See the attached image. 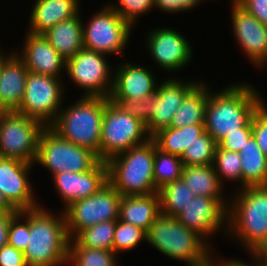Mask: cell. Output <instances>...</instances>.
Listing matches in <instances>:
<instances>
[{
    "instance_id": "d6a6232c",
    "label": "cell",
    "mask_w": 267,
    "mask_h": 266,
    "mask_svg": "<svg viewBox=\"0 0 267 266\" xmlns=\"http://www.w3.org/2000/svg\"><path fill=\"white\" fill-rule=\"evenodd\" d=\"M183 167L180 156L164 153L156 148L153 173L155 187L159 190L164 185L180 179Z\"/></svg>"
},
{
    "instance_id": "d590c367",
    "label": "cell",
    "mask_w": 267,
    "mask_h": 266,
    "mask_svg": "<svg viewBox=\"0 0 267 266\" xmlns=\"http://www.w3.org/2000/svg\"><path fill=\"white\" fill-rule=\"evenodd\" d=\"M142 240H147V232L132 224L116 220V228L113 236L112 251L118 255L119 252L129 251L137 247Z\"/></svg>"
},
{
    "instance_id": "6da1fadb",
    "label": "cell",
    "mask_w": 267,
    "mask_h": 266,
    "mask_svg": "<svg viewBox=\"0 0 267 266\" xmlns=\"http://www.w3.org/2000/svg\"><path fill=\"white\" fill-rule=\"evenodd\" d=\"M259 107L258 92L250 85L235 83L218 93L208 91L206 132L218 143L228 133L252 128V117Z\"/></svg>"
},
{
    "instance_id": "52a82bcc",
    "label": "cell",
    "mask_w": 267,
    "mask_h": 266,
    "mask_svg": "<svg viewBox=\"0 0 267 266\" xmlns=\"http://www.w3.org/2000/svg\"><path fill=\"white\" fill-rule=\"evenodd\" d=\"M150 138L146 125L140 119L106 97L101 127V161L106 162L121 152L144 144Z\"/></svg>"
},
{
    "instance_id": "83f0119b",
    "label": "cell",
    "mask_w": 267,
    "mask_h": 266,
    "mask_svg": "<svg viewBox=\"0 0 267 266\" xmlns=\"http://www.w3.org/2000/svg\"><path fill=\"white\" fill-rule=\"evenodd\" d=\"M242 165V188L267 186V156L253 135L239 151Z\"/></svg>"
},
{
    "instance_id": "836d02e7",
    "label": "cell",
    "mask_w": 267,
    "mask_h": 266,
    "mask_svg": "<svg viewBox=\"0 0 267 266\" xmlns=\"http://www.w3.org/2000/svg\"><path fill=\"white\" fill-rule=\"evenodd\" d=\"M218 143L205 132L181 156L184 166L213 165Z\"/></svg>"
},
{
    "instance_id": "7c38bea8",
    "label": "cell",
    "mask_w": 267,
    "mask_h": 266,
    "mask_svg": "<svg viewBox=\"0 0 267 266\" xmlns=\"http://www.w3.org/2000/svg\"><path fill=\"white\" fill-rule=\"evenodd\" d=\"M61 82V78L28 72L24 98L17 112L49 127L62 108L64 89Z\"/></svg>"
},
{
    "instance_id": "ffe728a7",
    "label": "cell",
    "mask_w": 267,
    "mask_h": 266,
    "mask_svg": "<svg viewBox=\"0 0 267 266\" xmlns=\"http://www.w3.org/2000/svg\"><path fill=\"white\" fill-rule=\"evenodd\" d=\"M121 64L112 70L114 76L110 100L137 101L156 93L157 82L150 68L131 63Z\"/></svg>"
},
{
    "instance_id": "d4e9b609",
    "label": "cell",
    "mask_w": 267,
    "mask_h": 266,
    "mask_svg": "<svg viewBox=\"0 0 267 266\" xmlns=\"http://www.w3.org/2000/svg\"><path fill=\"white\" fill-rule=\"evenodd\" d=\"M78 13L69 19L63 20L43 35L51 46L65 59L73 57L83 47V21Z\"/></svg>"
},
{
    "instance_id": "8d00e7d4",
    "label": "cell",
    "mask_w": 267,
    "mask_h": 266,
    "mask_svg": "<svg viewBox=\"0 0 267 266\" xmlns=\"http://www.w3.org/2000/svg\"><path fill=\"white\" fill-rule=\"evenodd\" d=\"M119 4L116 6L108 5L107 6L114 11H116L125 21H127L132 27L136 22V19L144 14L149 12L154 8V0H118ZM119 5V6H117Z\"/></svg>"
},
{
    "instance_id": "30bf717a",
    "label": "cell",
    "mask_w": 267,
    "mask_h": 266,
    "mask_svg": "<svg viewBox=\"0 0 267 266\" xmlns=\"http://www.w3.org/2000/svg\"><path fill=\"white\" fill-rule=\"evenodd\" d=\"M122 195L109 183L95 194L76 200L64 212L67 232L70 239L86 228L99 222L118 220Z\"/></svg>"
},
{
    "instance_id": "ac0fdd59",
    "label": "cell",
    "mask_w": 267,
    "mask_h": 266,
    "mask_svg": "<svg viewBox=\"0 0 267 266\" xmlns=\"http://www.w3.org/2000/svg\"><path fill=\"white\" fill-rule=\"evenodd\" d=\"M197 84L195 81L184 83L181 79L170 78L157 86L155 99L151 105L150 120L145 124L147 133L151 137L159 130L170 127L184 97Z\"/></svg>"
},
{
    "instance_id": "8fae6325",
    "label": "cell",
    "mask_w": 267,
    "mask_h": 266,
    "mask_svg": "<svg viewBox=\"0 0 267 266\" xmlns=\"http://www.w3.org/2000/svg\"><path fill=\"white\" fill-rule=\"evenodd\" d=\"M83 24V47L102 54H121L129 42L132 26L107 5ZM85 25V26H84Z\"/></svg>"
},
{
    "instance_id": "f35d334b",
    "label": "cell",
    "mask_w": 267,
    "mask_h": 266,
    "mask_svg": "<svg viewBox=\"0 0 267 266\" xmlns=\"http://www.w3.org/2000/svg\"><path fill=\"white\" fill-rule=\"evenodd\" d=\"M259 108L252 117V135L267 156V105L259 95Z\"/></svg>"
},
{
    "instance_id": "f1b7e54d",
    "label": "cell",
    "mask_w": 267,
    "mask_h": 266,
    "mask_svg": "<svg viewBox=\"0 0 267 266\" xmlns=\"http://www.w3.org/2000/svg\"><path fill=\"white\" fill-rule=\"evenodd\" d=\"M198 84L184 97L175 112L170 127L181 128L186 125L204 124L205 110L208 101V87Z\"/></svg>"
},
{
    "instance_id": "9c48e42d",
    "label": "cell",
    "mask_w": 267,
    "mask_h": 266,
    "mask_svg": "<svg viewBox=\"0 0 267 266\" xmlns=\"http://www.w3.org/2000/svg\"><path fill=\"white\" fill-rule=\"evenodd\" d=\"M100 161L96 153L63 139L50 127L41 133L35 163L49 169L52 176L64 171L85 172L93 169Z\"/></svg>"
},
{
    "instance_id": "ab89813d",
    "label": "cell",
    "mask_w": 267,
    "mask_h": 266,
    "mask_svg": "<svg viewBox=\"0 0 267 266\" xmlns=\"http://www.w3.org/2000/svg\"><path fill=\"white\" fill-rule=\"evenodd\" d=\"M155 99V93L145 96L142 100H111L120 104L132 116L140 119L144 124L150 120L151 105Z\"/></svg>"
},
{
    "instance_id": "4fadbf2b",
    "label": "cell",
    "mask_w": 267,
    "mask_h": 266,
    "mask_svg": "<svg viewBox=\"0 0 267 266\" xmlns=\"http://www.w3.org/2000/svg\"><path fill=\"white\" fill-rule=\"evenodd\" d=\"M106 58L105 54L83 48L66 60L67 75L84 90L83 96L110 97L114 73Z\"/></svg>"
},
{
    "instance_id": "7bdbcfd3",
    "label": "cell",
    "mask_w": 267,
    "mask_h": 266,
    "mask_svg": "<svg viewBox=\"0 0 267 266\" xmlns=\"http://www.w3.org/2000/svg\"><path fill=\"white\" fill-rule=\"evenodd\" d=\"M0 266H28L24 252L17 250L9 244L0 248Z\"/></svg>"
},
{
    "instance_id": "74e56055",
    "label": "cell",
    "mask_w": 267,
    "mask_h": 266,
    "mask_svg": "<svg viewBox=\"0 0 267 266\" xmlns=\"http://www.w3.org/2000/svg\"><path fill=\"white\" fill-rule=\"evenodd\" d=\"M28 235L29 221L18 212L9 223L8 244L17 250L24 252L28 246Z\"/></svg>"
},
{
    "instance_id": "3957f363",
    "label": "cell",
    "mask_w": 267,
    "mask_h": 266,
    "mask_svg": "<svg viewBox=\"0 0 267 266\" xmlns=\"http://www.w3.org/2000/svg\"><path fill=\"white\" fill-rule=\"evenodd\" d=\"M237 193L229 201L225 228L250 254L267 241V186L244 187Z\"/></svg>"
},
{
    "instance_id": "c3c4849f",
    "label": "cell",
    "mask_w": 267,
    "mask_h": 266,
    "mask_svg": "<svg viewBox=\"0 0 267 266\" xmlns=\"http://www.w3.org/2000/svg\"><path fill=\"white\" fill-rule=\"evenodd\" d=\"M11 55V53L9 55H4V53L1 52V49H0V71H1V68H2V65L4 63V61Z\"/></svg>"
},
{
    "instance_id": "cb8c5ba5",
    "label": "cell",
    "mask_w": 267,
    "mask_h": 266,
    "mask_svg": "<svg viewBox=\"0 0 267 266\" xmlns=\"http://www.w3.org/2000/svg\"><path fill=\"white\" fill-rule=\"evenodd\" d=\"M161 214L159 193L122 196L119 220L148 232Z\"/></svg>"
},
{
    "instance_id": "1f68e13d",
    "label": "cell",
    "mask_w": 267,
    "mask_h": 266,
    "mask_svg": "<svg viewBox=\"0 0 267 266\" xmlns=\"http://www.w3.org/2000/svg\"><path fill=\"white\" fill-rule=\"evenodd\" d=\"M116 220L99 222L79 231L72 239L78 246L112 251Z\"/></svg>"
},
{
    "instance_id": "bcb514c9",
    "label": "cell",
    "mask_w": 267,
    "mask_h": 266,
    "mask_svg": "<svg viewBox=\"0 0 267 266\" xmlns=\"http://www.w3.org/2000/svg\"><path fill=\"white\" fill-rule=\"evenodd\" d=\"M258 263L259 266H267V241L262 243L255 251L251 254Z\"/></svg>"
},
{
    "instance_id": "5b68a950",
    "label": "cell",
    "mask_w": 267,
    "mask_h": 266,
    "mask_svg": "<svg viewBox=\"0 0 267 266\" xmlns=\"http://www.w3.org/2000/svg\"><path fill=\"white\" fill-rule=\"evenodd\" d=\"M156 148V142L150 138L108 159V182L122 196L157 193L153 177Z\"/></svg>"
},
{
    "instance_id": "5bb4252c",
    "label": "cell",
    "mask_w": 267,
    "mask_h": 266,
    "mask_svg": "<svg viewBox=\"0 0 267 266\" xmlns=\"http://www.w3.org/2000/svg\"><path fill=\"white\" fill-rule=\"evenodd\" d=\"M32 167L25 161L0 157V198L7 208L24 211L40 206L28 179Z\"/></svg>"
},
{
    "instance_id": "ba28073f",
    "label": "cell",
    "mask_w": 267,
    "mask_h": 266,
    "mask_svg": "<svg viewBox=\"0 0 267 266\" xmlns=\"http://www.w3.org/2000/svg\"><path fill=\"white\" fill-rule=\"evenodd\" d=\"M46 126L17 111H0V157L35 164Z\"/></svg>"
},
{
    "instance_id": "b9f144b4",
    "label": "cell",
    "mask_w": 267,
    "mask_h": 266,
    "mask_svg": "<svg viewBox=\"0 0 267 266\" xmlns=\"http://www.w3.org/2000/svg\"><path fill=\"white\" fill-rule=\"evenodd\" d=\"M203 0H154V7L170 14L183 12L199 5Z\"/></svg>"
},
{
    "instance_id": "9a60e30c",
    "label": "cell",
    "mask_w": 267,
    "mask_h": 266,
    "mask_svg": "<svg viewBox=\"0 0 267 266\" xmlns=\"http://www.w3.org/2000/svg\"><path fill=\"white\" fill-rule=\"evenodd\" d=\"M146 47L154 62L165 71L182 69L192 59V47L188 40L171 28H158L148 32Z\"/></svg>"
},
{
    "instance_id": "44dd1931",
    "label": "cell",
    "mask_w": 267,
    "mask_h": 266,
    "mask_svg": "<svg viewBox=\"0 0 267 266\" xmlns=\"http://www.w3.org/2000/svg\"><path fill=\"white\" fill-rule=\"evenodd\" d=\"M25 37L22 53H15L24 62L28 71L60 78L66 60L43 34L27 32Z\"/></svg>"
},
{
    "instance_id": "7dc6e473",
    "label": "cell",
    "mask_w": 267,
    "mask_h": 266,
    "mask_svg": "<svg viewBox=\"0 0 267 266\" xmlns=\"http://www.w3.org/2000/svg\"><path fill=\"white\" fill-rule=\"evenodd\" d=\"M222 262H220V260L218 261V263L216 262V259H212V264L214 266H259L258 263L255 261L253 264L249 265L245 262H243L242 260H236V259H230V260H221ZM220 262V263H219Z\"/></svg>"
},
{
    "instance_id": "2e32d148",
    "label": "cell",
    "mask_w": 267,
    "mask_h": 266,
    "mask_svg": "<svg viewBox=\"0 0 267 266\" xmlns=\"http://www.w3.org/2000/svg\"><path fill=\"white\" fill-rule=\"evenodd\" d=\"M231 3L233 34L239 45L254 66L267 65V25L260 23L235 0Z\"/></svg>"
},
{
    "instance_id": "ee69618b",
    "label": "cell",
    "mask_w": 267,
    "mask_h": 266,
    "mask_svg": "<svg viewBox=\"0 0 267 266\" xmlns=\"http://www.w3.org/2000/svg\"><path fill=\"white\" fill-rule=\"evenodd\" d=\"M260 23L267 25V0H235Z\"/></svg>"
},
{
    "instance_id": "f546056e",
    "label": "cell",
    "mask_w": 267,
    "mask_h": 266,
    "mask_svg": "<svg viewBox=\"0 0 267 266\" xmlns=\"http://www.w3.org/2000/svg\"><path fill=\"white\" fill-rule=\"evenodd\" d=\"M158 193L161 213L173 217L179 214L196 197L182 178L164 185Z\"/></svg>"
},
{
    "instance_id": "4316f807",
    "label": "cell",
    "mask_w": 267,
    "mask_h": 266,
    "mask_svg": "<svg viewBox=\"0 0 267 266\" xmlns=\"http://www.w3.org/2000/svg\"><path fill=\"white\" fill-rule=\"evenodd\" d=\"M205 132L204 124L186 125L181 128L166 127L159 130L151 138L162 152L181 157L185 150Z\"/></svg>"
},
{
    "instance_id": "681fc988",
    "label": "cell",
    "mask_w": 267,
    "mask_h": 266,
    "mask_svg": "<svg viewBox=\"0 0 267 266\" xmlns=\"http://www.w3.org/2000/svg\"><path fill=\"white\" fill-rule=\"evenodd\" d=\"M7 209V206L2 202L0 198V213L4 212Z\"/></svg>"
},
{
    "instance_id": "d6986e66",
    "label": "cell",
    "mask_w": 267,
    "mask_h": 266,
    "mask_svg": "<svg viewBox=\"0 0 267 266\" xmlns=\"http://www.w3.org/2000/svg\"><path fill=\"white\" fill-rule=\"evenodd\" d=\"M53 181L66 208L76 200L95 194L107 184V164L105 161H100L93 169L85 172L64 171L56 173L53 175Z\"/></svg>"
},
{
    "instance_id": "7a4b0ae2",
    "label": "cell",
    "mask_w": 267,
    "mask_h": 266,
    "mask_svg": "<svg viewBox=\"0 0 267 266\" xmlns=\"http://www.w3.org/2000/svg\"><path fill=\"white\" fill-rule=\"evenodd\" d=\"M19 212L29 221L28 246L24 251L26 264L28 266L68 264L70 238L64 212L59 213L60 216H53V213L43 209V206Z\"/></svg>"
},
{
    "instance_id": "e0dca14e",
    "label": "cell",
    "mask_w": 267,
    "mask_h": 266,
    "mask_svg": "<svg viewBox=\"0 0 267 266\" xmlns=\"http://www.w3.org/2000/svg\"><path fill=\"white\" fill-rule=\"evenodd\" d=\"M227 213L228 209L218 199L196 196L175 217L208 243L207 238L212 233L220 231L223 224L227 225Z\"/></svg>"
},
{
    "instance_id": "277c9868",
    "label": "cell",
    "mask_w": 267,
    "mask_h": 266,
    "mask_svg": "<svg viewBox=\"0 0 267 266\" xmlns=\"http://www.w3.org/2000/svg\"><path fill=\"white\" fill-rule=\"evenodd\" d=\"M146 241L167 257L184 261L188 266H208L214 257L211 244L176 217L162 213L150 226Z\"/></svg>"
},
{
    "instance_id": "8992f818",
    "label": "cell",
    "mask_w": 267,
    "mask_h": 266,
    "mask_svg": "<svg viewBox=\"0 0 267 266\" xmlns=\"http://www.w3.org/2000/svg\"><path fill=\"white\" fill-rule=\"evenodd\" d=\"M105 105L106 97L81 96L72 106L61 109L49 127L63 139L93 151L100 159Z\"/></svg>"
},
{
    "instance_id": "603a6c76",
    "label": "cell",
    "mask_w": 267,
    "mask_h": 266,
    "mask_svg": "<svg viewBox=\"0 0 267 266\" xmlns=\"http://www.w3.org/2000/svg\"><path fill=\"white\" fill-rule=\"evenodd\" d=\"M79 0H36L30 13L28 32L43 34L57 23L76 16Z\"/></svg>"
},
{
    "instance_id": "484cf974",
    "label": "cell",
    "mask_w": 267,
    "mask_h": 266,
    "mask_svg": "<svg viewBox=\"0 0 267 266\" xmlns=\"http://www.w3.org/2000/svg\"><path fill=\"white\" fill-rule=\"evenodd\" d=\"M181 178L195 196L216 198L228 209L229 203L222 196L223 184L213 165L184 166Z\"/></svg>"
},
{
    "instance_id": "4dcf8cb0",
    "label": "cell",
    "mask_w": 267,
    "mask_h": 266,
    "mask_svg": "<svg viewBox=\"0 0 267 266\" xmlns=\"http://www.w3.org/2000/svg\"><path fill=\"white\" fill-rule=\"evenodd\" d=\"M117 257L113 251L78 246L69 241L68 263L73 266H117Z\"/></svg>"
},
{
    "instance_id": "7402d4cb",
    "label": "cell",
    "mask_w": 267,
    "mask_h": 266,
    "mask_svg": "<svg viewBox=\"0 0 267 266\" xmlns=\"http://www.w3.org/2000/svg\"><path fill=\"white\" fill-rule=\"evenodd\" d=\"M11 53L0 71V111H17L25 94L29 71L15 51Z\"/></svg>"
},
{
    "instance_id": "e575fe53",
    "label": "cell",
    "mask_w": 267,
    "mask_h": 266,
    "mask_svg": "<svg viewBox=\"0 0 267 266\" xmlns=\"http://www.w3.org/2000/svg\"><path fill=\"white\" fill-rule=\"evenodd\" d=\"M213 166L222 184L226 178L232 182L239 181L242 188V165L239 152L228 151L217 146Z\"/></svg>"
},
{
    "instance_id": "60d3db41",
    "label": "cell",
    "mask_w": 267,
    "mask_h": 266,
    "mask_svg": "<svg viewBox=\"0 0 267 266\" xmlns=\"http://www.w3.org/2000/svg\"><path fill=\"white\" fill-rule=\"evenodd\" d=\"M252 136V128H240V132L228 133L219 142L218 146L221 149L228 151L239 152Z\"/></svg>"
},
{
    "instance_id": "f6af8a7d",
    "label": "cell",
    "mask_w": 267,
    "mask_h": 266,
    "mask_svg": "<svg viewBox=\"0 0 267 266\" xmlns=\"http://www.w3.org/2000/svg\"><path fill=\"white\" fill-rule=\"evenodd\" d=\"M18 212L15 209L7 208L0 213V248L8 244L9 223Z\"/></svg>"
}]
</instances>
